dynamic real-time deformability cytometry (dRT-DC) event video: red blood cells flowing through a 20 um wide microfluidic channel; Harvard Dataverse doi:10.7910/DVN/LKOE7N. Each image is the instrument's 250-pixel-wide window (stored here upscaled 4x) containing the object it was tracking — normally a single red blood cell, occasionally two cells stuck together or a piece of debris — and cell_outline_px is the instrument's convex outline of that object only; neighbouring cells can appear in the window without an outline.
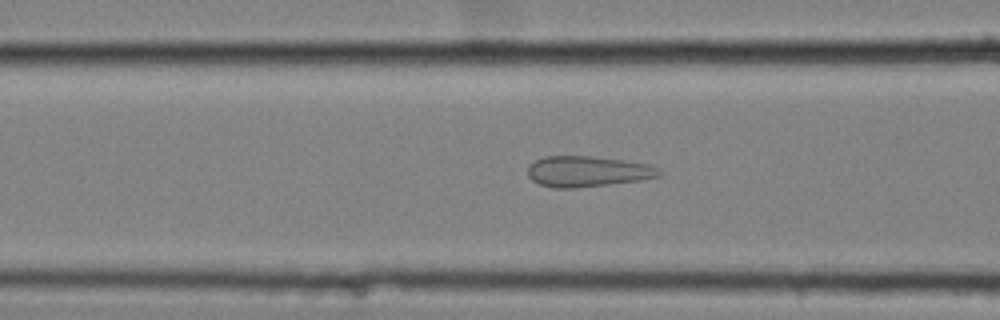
{"species": "common noctule bat (a hibernating species)", "species_latin": "Nyctalus noctula", "temperature_condition": "cold", "stored_images_in_passage": 58, "camera_frame_rate_fps": 3000, "um_per_image_px": 0.085, "animal": {"sex": "female", "body_mass_g": 25.1}, "frame": {"image": 1, "passage_image": 24, "time_ms": 7.667, "image_size_px": [1000, 320], "cell_outline_px": [[664, 172], [660, 176], [640, 180], [576, 188], [552, 188], [540, 184], [532, 180], [528, 176], [528, 168], [536, 160], [544, 156], [588, 156], [620, 160], [648, 164], [660, 168]], "centroid_in_image_um": [49.96, 14.58], "position_along_channel_um": 116.6, "area_um2": 23.41}}
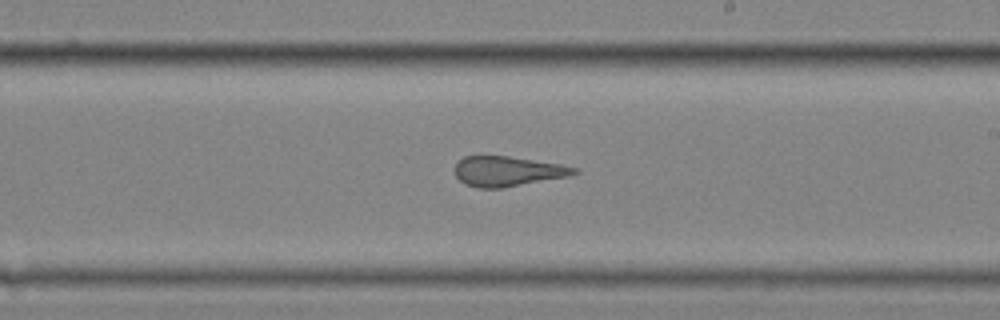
{"frame": {"image": 2, "passage_image": 35, "time_ms": 11.333, "image_size_px": [1000, 320], "cell_outline_px": [[580, 172], [572, 176], [504, 188], [480, 188], [464, 184], [456, 176], [456, 164], [464, 156], [508, 156], [560, 164], [576, 168]], "centroid_in_image_um": [43.19, 14.57], "position_along_channel_um": 245.8, "area_um2": 20.92}}
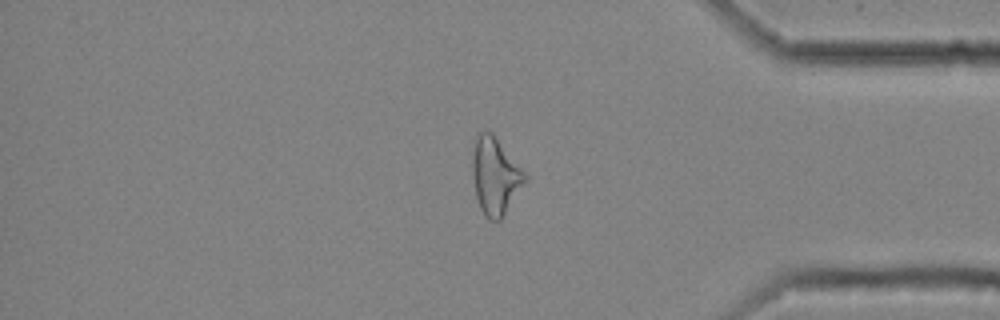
{"frame": {"image": 3, "passage_image": 49, "time_ms": 16.0, "image_size_px": [1000, 320], "cell_outline_px": [[528, 180], [500, 220], [488, 220], [484, 216], [480, 208], [476, 196], [472, 176], [472, 156], [476, 132], [492, 132], [528, 176]], "centroid_in_image_um": [42.09, 14.96], "position_along_channel_um": 393.1, "area_um2": 23.7}, "authors_computed_cell_mechanics": {"area_um2": 24.7673, "velocity_mm_per_s": 3.5318, "shape_relaxation_time_tau1_ms": null, "shape_relaxation_time_tau2_ms": 0.8608, "deformation_change_tau1": null, "deformation_change_tau2": 0.0937}}